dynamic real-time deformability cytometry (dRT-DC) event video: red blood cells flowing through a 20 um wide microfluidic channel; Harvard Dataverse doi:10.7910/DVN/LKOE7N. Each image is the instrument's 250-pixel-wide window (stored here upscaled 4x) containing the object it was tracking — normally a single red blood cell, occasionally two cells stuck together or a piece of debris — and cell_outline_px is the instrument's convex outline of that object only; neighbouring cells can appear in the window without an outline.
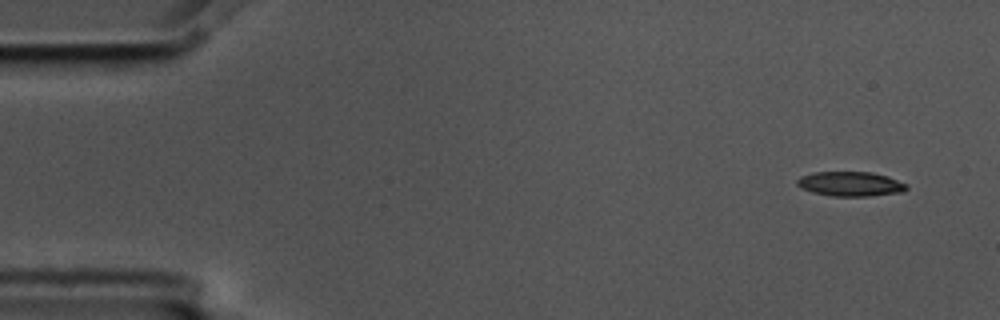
{"species": "common noctule bat (a hibernating species)", "species_latin": "Nyctalus noctula", "temperature_condition": "cold", "stored_images_in_passage": 7, "camera_frame_rate_fps": 3000, "um_per_image_px": 0.085, "animal": {"sex": "male", "body_mass_g": 17.5, "forearm_length_mm": 52.3}, "frame": {"image": 1, "passage_image": 1, "time_ms": 0.0, "image_size_px": [1000, 320], "cell_outline_px": [[908, 188], [904, 192], [868, 196], [832, 196], [812, 192], [800, 188], [796, 184], [796, 180], [800, 176], [812, 172], [872, 172], [888, 176], [908, 184]], "centroid_in_image_um": [72.29, 15.63], "position_along_channel_um": 12.7, "area_um2": 15.9}}
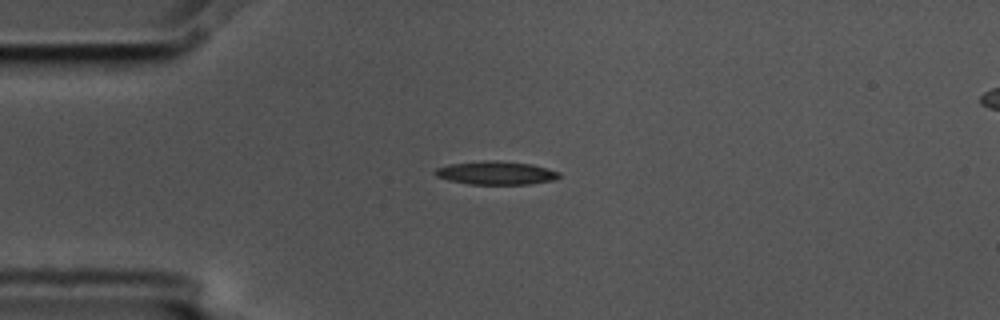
{"frame": {"image": 2, "passage_image": 4, "time_ms": 1.0, "image_size_px": [1000, 320], "cell_outline_px": [[560, 176], [556, 180], [532, 184], [468, 184], [448, 180], [436, 176], [432, 172], [436, 168], [448, 164], [488, 160], [532, 164], [548, 168], [560, 172]], "centroid_in_image_um": [42.16, 14.7], "position_along_channel_um": 42.8, "area_um2": 16.99}}